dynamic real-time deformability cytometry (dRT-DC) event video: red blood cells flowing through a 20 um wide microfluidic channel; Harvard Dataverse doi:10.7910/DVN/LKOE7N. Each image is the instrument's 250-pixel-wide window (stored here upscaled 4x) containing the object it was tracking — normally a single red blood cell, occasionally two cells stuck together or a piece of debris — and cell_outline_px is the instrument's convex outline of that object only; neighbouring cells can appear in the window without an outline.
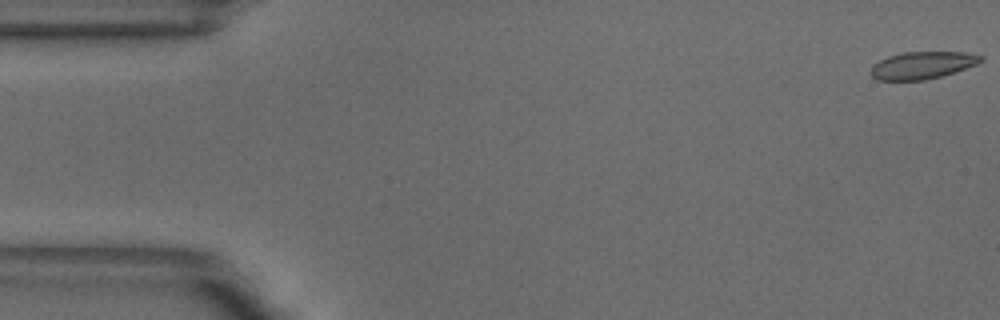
{"species": "common noctule bat (a hibernating species)", "species_latin": "Nyctalus noctula", "temperature_condition": "warm", "stored_images_in_passage": 52, "camera_frame_rate_fps": 3000, "um_per_image_px": 0.085, "animal": {"sex": "male", "body_mass_g": 18.8}, "frame": {"image": 1, "passage_image": 1, "time_ms": 0.0, "image_size_px": [1000, 320], "cell_outline_px": [[984, 60], [976, 64], [940, 76], [924, 80], [876, 80], [868, 72], [872, 64], [888, 56], [904, 52], [964, 52], [984, 56]], "centroid_in_image_um": [78.34, 5.54], "position_along_channel_um": 6.7, "area_um2": 17.46}}
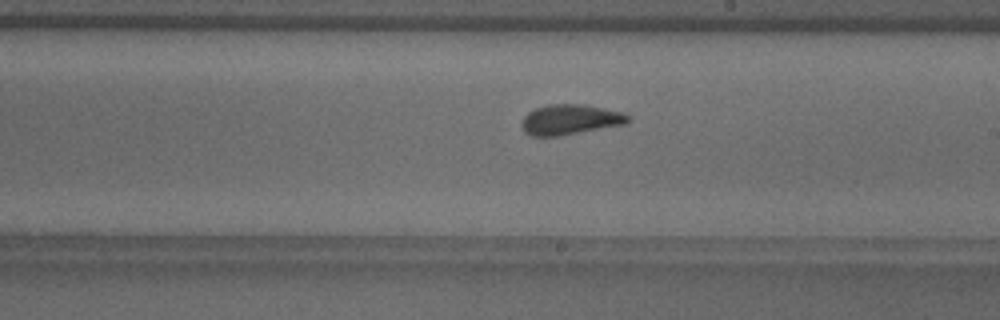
{"frame": {"image": 2, "passage_image": 29, "time_ms": 9.333, "image_size_px": [1000, 320], "cell_outline_px": [[632, 120], [628, 124], [556, 136], [532, 136], [524, 132], [520, 120], [528, 112], [536, 108], [548, 104], [584, 104], [624, 112], [632, 116]], "centroid_in_image_um": [48.51, 10.15], "position_along_channel_um": 240.5, "area_um2": 19.02}}
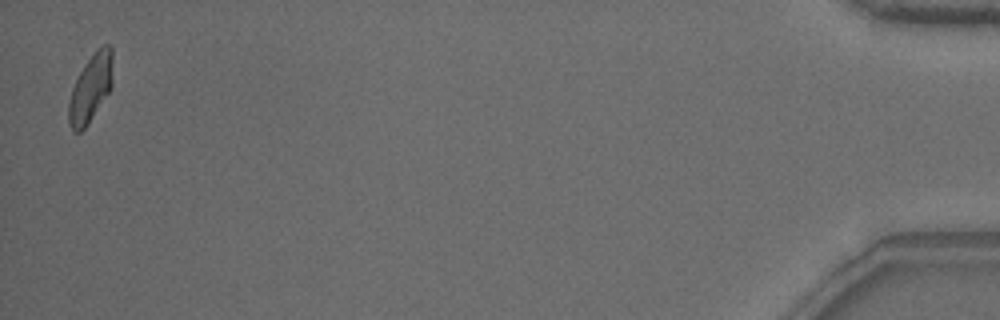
{"frame": {"image": 3, "passage_image": 51, "time_ms": 16.667, "image_size_px": [1000, 320], "cell_outline_px": [[112, 88], [88, 124], [80, 132], [72, 132], [68, 124], [68, 104], [72, 88], [84, 64], [96, 48], [104, 44], [112, 44]], "centroid_in_image_um": [7.71, 7.49], "position_along_channel_um": 427.5, "area_um2": 17.69}, "authors_computed_cell_mechanics": {"area_um2": 18.1492, "velocity_mm_per_s": 3.8729, "shape_relaxation_time_tau1_ms": 7.6937, "shape_relaxation_time_tau2_ms": 0.9649, "deformation_change_tau1": 0.1966, "deformation_change_tau2": 0.0806}}